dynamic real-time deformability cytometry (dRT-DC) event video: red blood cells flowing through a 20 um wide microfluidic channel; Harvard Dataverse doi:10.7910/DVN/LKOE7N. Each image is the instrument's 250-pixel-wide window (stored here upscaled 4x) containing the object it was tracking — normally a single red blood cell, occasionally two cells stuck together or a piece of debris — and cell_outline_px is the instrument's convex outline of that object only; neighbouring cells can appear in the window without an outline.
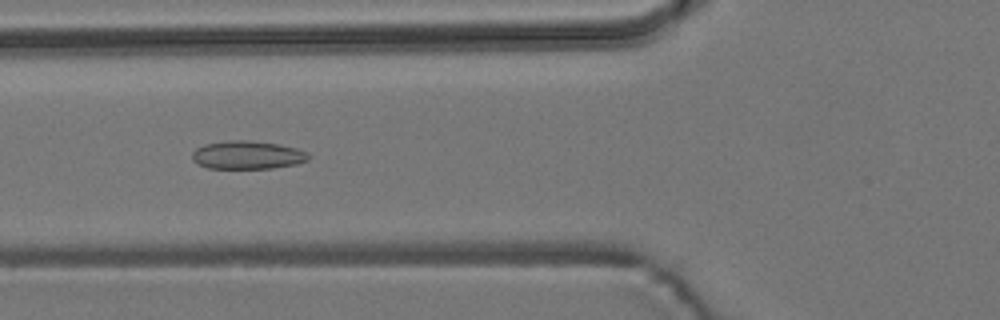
{"species": "common noctule bat (a hibernating species)", "species_latin": "Nyctalus noctula", "temperature_condition": "room temperature", "stored_images_in_passage": 55, "camera_frame_rate_fps": 3000, "um_per_image_px": 0.085, "animal": {"sex": "male", "body_mass_g": 19.2, "forearm_length_mm": 51.8}, "frame": {"image": 1, "passage_image": 21, "time_ms": 6.667, "image_size_px": [1000, 320], "cell_outline_px": [[312, 156], [308, 160], [296, 164], [272, 168], [208, 168], [196, 164], [192, 160], [192, 152], [196, 148], [204, 144], [228, 140], [248, 140], [280, 144], [296, 148], [308, 152]], "centroid_in_image_um": [21.03, 13.17], "position_along_channel_um": 104.8, "area_um2": 19.36}}
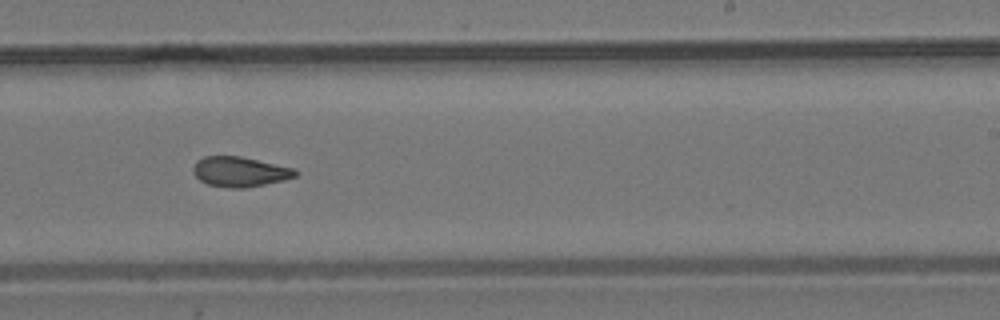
{"frame": {"image": 2, "passage_image": 34, "time_ms": 11.0, "image_size_px": [1000, 320], "cell_outline_px": [[300, 172], [296, 176], [284, 180], [244, 188], [232, 188], [208, 184], [200, 180], [192, 172], [192, 168], [196, 160], [204, 156], [240, 156], [296, 168]], "centroid_in_image_um": [20.4, 14.58], "position_along_channel_um": 268.6, "area_um2": 17.98}}
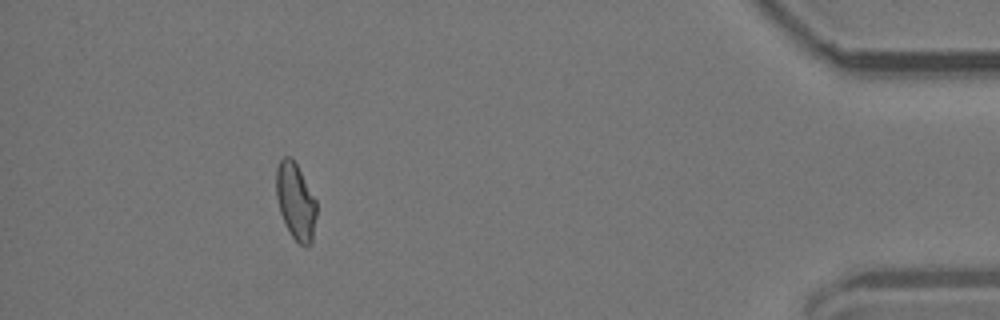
{"frame": {"image": 3, "passage_image": 50, "time_ms": 16.333, "image_size_px": [1000, 320], "cell_outline_px": [[316, 216], [312, 244], [304, 248], [292, 236], [280, 212], [276, 196], [276, 168], [280, 160], [284, 156], [292, 156], [316, 200]], "centroid_in_image_um": [25.13, 17.11], "position_along_channel_um": 410.1, "area_um2": 17.98}, "authors_computed_cell_mechanics": {"area_um2": 18.3804, "velocity_mm_per_s": 3.7841, "shape_relaxation_time_tau1_ms": null, "shape_relaxation_time_tau2_ms": 2.4667, "deformation_change_tau1": null, "deformation_change_tau2": 0.0838}}